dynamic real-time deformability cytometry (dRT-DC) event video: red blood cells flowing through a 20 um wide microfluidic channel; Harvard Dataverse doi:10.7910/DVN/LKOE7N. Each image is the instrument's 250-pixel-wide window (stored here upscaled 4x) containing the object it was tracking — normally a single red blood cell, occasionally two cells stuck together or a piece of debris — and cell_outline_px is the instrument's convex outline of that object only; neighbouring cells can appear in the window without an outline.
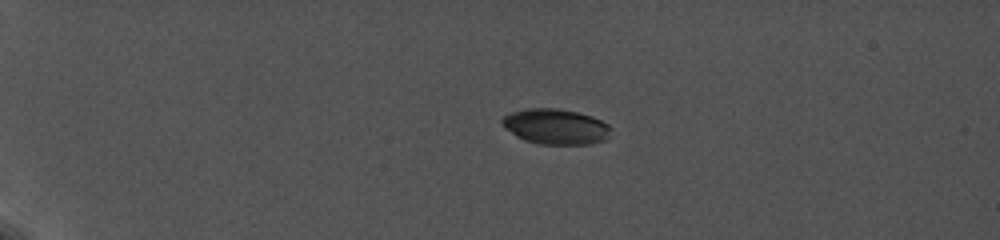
{"species": "common noctule bat (a hibernating species)", "species_latin": "Nyctalus noctula", "temperature_condition": "cold", "stored_images_in_passage": 7, "camera_frame_rate_fps": 5000, "um_per_image_px": 0.085, "animal": {"sex": "female", "body_mass_g": 19.0, "forearm_length_mm": 56.7}, "frame": {"image": 1, "passage_image": 1, "time_ms": 0.0, "image_size_px": [1000, 240], "cell_outline_px": [[612, 128], [604, 140], [592, 144], [540, 144], [524, 140], [516, 136], [504, 128], [500, 124], [500, 120], [504, 116], [512, 112], [528, 108], [556, 108], [576, 112], [592, 116], [608, 124]], "centroid_in_image_um": [47.2, 10.76], "position_along_channel_um": 37.8, "area_um2": 22.48}}